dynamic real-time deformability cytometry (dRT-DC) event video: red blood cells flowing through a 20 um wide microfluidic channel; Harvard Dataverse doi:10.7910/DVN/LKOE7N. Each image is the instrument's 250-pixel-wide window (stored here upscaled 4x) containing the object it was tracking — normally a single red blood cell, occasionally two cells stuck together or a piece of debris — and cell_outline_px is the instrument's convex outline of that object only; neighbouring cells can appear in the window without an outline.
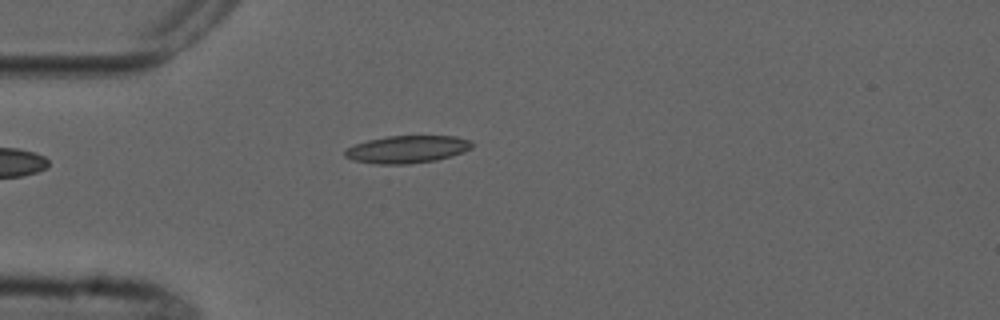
{"species": "common noctule bat (a hibernating species)", "species_latin": "Nyctalus noctula", "temperature_condition": "cold", "stored_images_in_passage": 5, "camera_frame_rate_fps": 3000, "um_per_image_px": 0.085, "animal": {"sex": "male", "forearm_length_mm": 52.5}, "frame": {"image": 1, "passage_image": 4, "time_ms": 4.667, "image_size_px": [1000, 320], "cell_outline_px": [[472, 148], [464, 152], [452, 156], [436, 160], [408, 164], [376, 164], [352, 160], [344, 156], [344, 152], [348, 148], [356, 144], [368, 140], [388, 136], [456, 136], [472, 140]], "centroid_in_image_um": [34.64, 12.69], "position_along_channel_um": 50.4, "area_um2": 20.4}}